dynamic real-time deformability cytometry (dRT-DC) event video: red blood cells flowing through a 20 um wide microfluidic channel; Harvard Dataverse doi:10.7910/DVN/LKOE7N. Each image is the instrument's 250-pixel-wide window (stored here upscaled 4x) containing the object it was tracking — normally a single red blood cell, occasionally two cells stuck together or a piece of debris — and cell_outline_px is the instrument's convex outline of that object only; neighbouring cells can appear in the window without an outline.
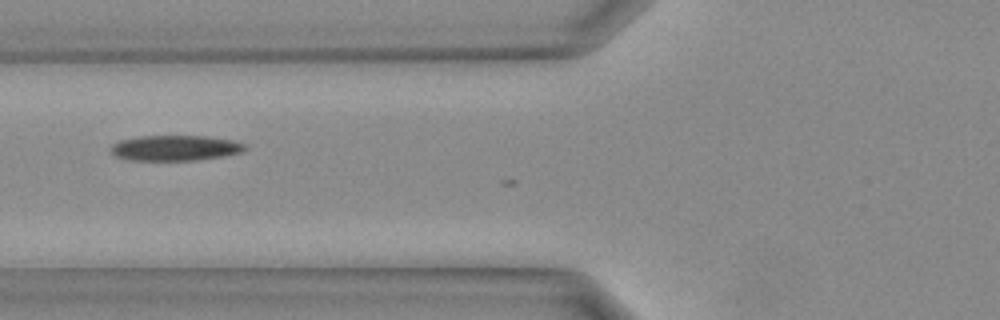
{"species": "Egyptian fruit bat (a non-hibernating species)", "species_latin": "Rousettus aegyptiacus", "temperature_condition": "warm", "stored_images_in_passage": 7, "camera_frame_rate_fps": 3000, "um_per_image_px": 0.085, "animal": {"sex": "female"}, "frame": {"image": 1, "passage_image": 3, "time_ms": 0.667, "image_size_px": [1000, 320], "cell_outline_px": [[248, 148], [244, 152], [224, 156], [196, 160], [128, 160], [116, 156], [108, 148], [112, 144], [120, 140], [140, 136], [208, 136], [232, 140], [244, 144]], "centroid_in_image_um": [14.9, 12.58], "position_along_channel_um": 110.9, "area_um2": 20.0}}
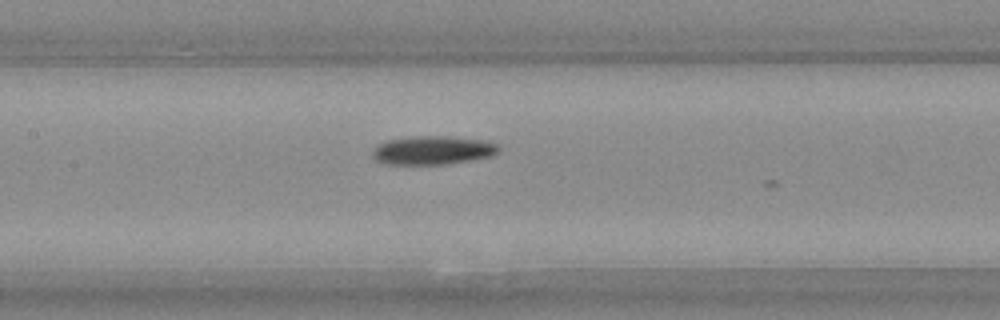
{"frame": {"image": 2, "passage_image": 6, "time_ms": 1.667, "image_size_px": [1000, 320], "cell_outline_px": [[500, 148], [496, 152], [488, 156], [468, 160], [444, 164], [388, 164], [376, 160], [372, 156], [372, 152], [380, 144], [388, 140], [416, 136], [448, 136], [480, 140], [496, 144]], "centroid_in_image_um": [36.74, 12.77], "position_along_channel_um": 170.7, "area_um2": 20.46}}